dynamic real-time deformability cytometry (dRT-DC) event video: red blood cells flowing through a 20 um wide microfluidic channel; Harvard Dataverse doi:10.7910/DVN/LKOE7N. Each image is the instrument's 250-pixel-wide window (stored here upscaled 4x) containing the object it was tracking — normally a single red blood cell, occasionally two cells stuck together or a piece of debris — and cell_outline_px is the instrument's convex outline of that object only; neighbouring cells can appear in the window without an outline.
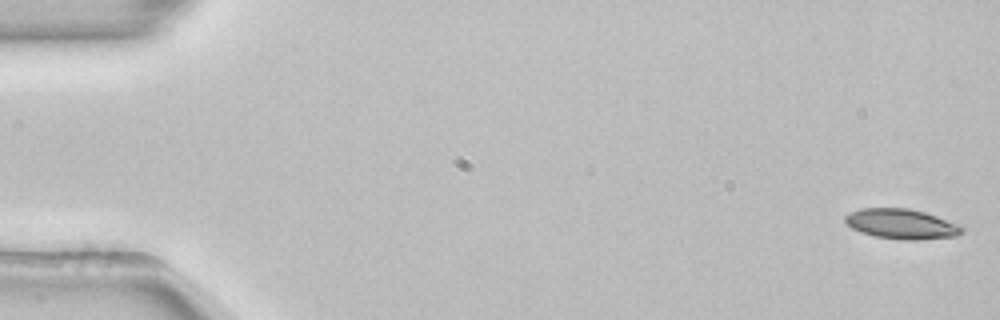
{"species": "common noctule bat (a hibernating species)", "species_latin": "Nyctalus noctula", "temperature_condition": "room temperature", "stored_images_in_passage": 53, "camera_frame_rate_fps": 3000, "um_per_image_px": 0.085, "animal": {"sex": "female", "body_mass_g": 22.7, "forearm_length_mm": 54.2}, "frame": {"image": 1, "passage_image": 1, "time_ms": 0.0, "image_size_px": [1000, 320], "cell_outline_px": [[964, 232], [956, 236], [916, 240], [900, 240], [876, 236], [860, 232], [852, 228], [844, 220], [844, 216], [860, 208], [908, 208], [924, 212], [936, 216], [956, 224], [964, 228]], "centroid_in_image_um": [76.61, 19.04], "position_along_channel_um": 8.4, "area_um2": 20.29}}
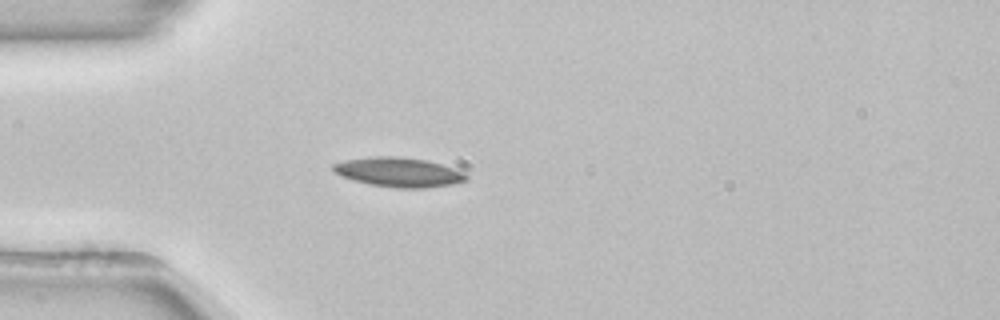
{"frame": {"image": 2, "passage_image": 15, "time_ms": 4.667, "image_size_px": [1000, 320], "cell_outline_px": [[468, 180], [452, 184], [424, 188], [400, 188], [372, 184], [352, 180], [340, 176], [332, 168], [332, 164], [344, 160], [372, 156], [400, 156], [428, 160], [464, 172], [468, 176]], "centroid_in_image_um": [33.89, 14.62], "position_along_channel_um": 51.1, "area_um2": 22.83}}
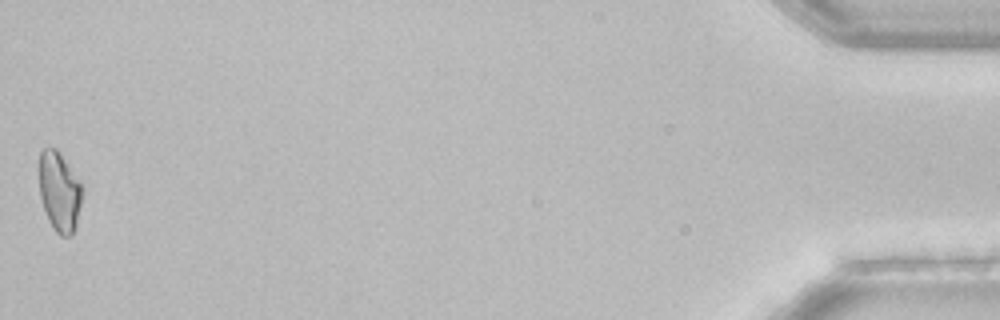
{"frame": {"image": 3, "passage_image": 53, "time_ms": 17.333, "image_size_px": [1000, 320], "cell_outline_px": [[84, 192], [76, 224], [72, 236], [60, 236], [56, 232], [48, 220], [40, 196], [40, 152], [44, 148], [56, 148], [60, 152], [84, 188]], "centroid_in_image_um": [5.08, 16.31], "position_along_channel_um": 430.1, "area_um2": 20.0}, "authors_computed_cell_mechanics": {"area_um2": 20.2878, "velocity_mm_per_s": 3.8718, "shape_relaxation_time_tau1_ms": 5.7558, "shape_relaxation_time_tau2_ms": null, "deformation_change_tau1": 0.1176, "deformation_change_tau2": null}}